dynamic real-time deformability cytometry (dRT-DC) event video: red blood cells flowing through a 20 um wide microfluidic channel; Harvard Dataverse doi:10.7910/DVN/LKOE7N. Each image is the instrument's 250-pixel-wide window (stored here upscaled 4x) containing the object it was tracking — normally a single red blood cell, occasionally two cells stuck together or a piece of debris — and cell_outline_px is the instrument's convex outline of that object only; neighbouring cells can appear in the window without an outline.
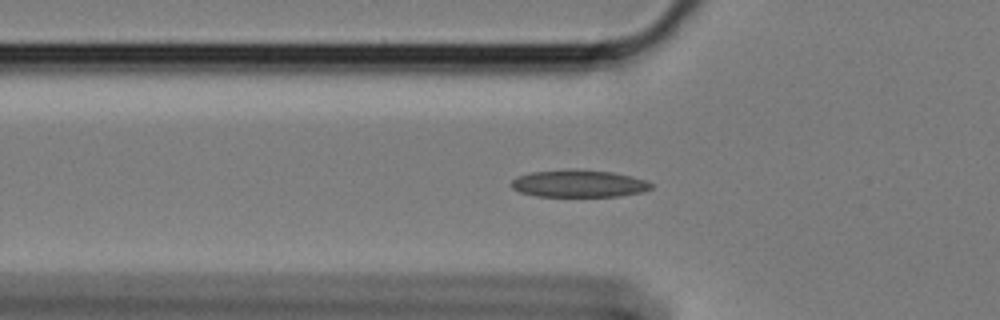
{"species": "Egyptian fruit bat (a non-hibernating species)", "species_latin": "Rousettus aegyptiacus", "temperature_condition": "cold", "stored_images_in_passage": 59, "camera_frame_rate_fps": 3000, "um_per_image_px": 0.085, "animal": {"sex": "female"}, "frame": {"image": 1, "passage_image": 19, "time_ms": 6.0, "image_size_px": [1000, 320], "cell_outline_px": [[652, 188], [644, 192], [620, 196], [536, 196], [520, 192], [512, 188], [512, 180], [516, 176], [532, 172], [612, 172], [632, 176], [644, 180], [652, 184]], "centroid_in_image_um": [49.23, 15.65], "position_along_channel_um": 76.6, "area_um2": 21.21}}
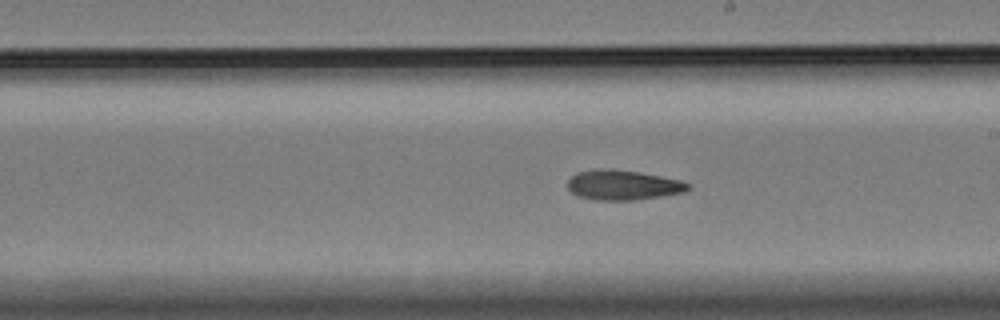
{"frame": {"image": 2, "passage_image": 33, "time_ms": 10.667, "image_size_px": [1000, 320], "cell_outline_px": [[692, 184], [684, 192], [636, 200], [596, 200], [576, 196], [568, 188], [568, 180], [576, 172], [600, 168], [608, 168], [636, 172], [660, 176], [680, 180]], "centroid_in_image_um": [52.92, 15.73], "position_along_channel_um": 236.1, "area_um2": 20.92}}
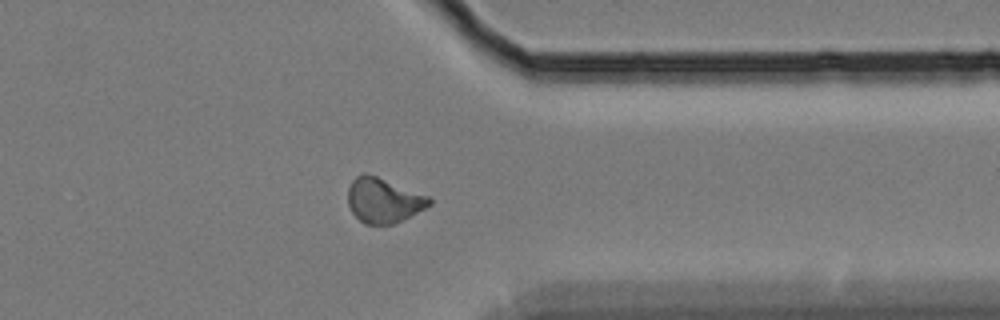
{"frame": {"image": 3, "passage_image": 46, "time_ms": 15.0, "image_size_px": [1000, 320], "cell_outline_px": [[432, 204], [404, 220], [392, 224], [364, 224], [352, 212], [348, 204], [348, 188], [352, 180], [356, 176], [364, 172], [376, 176], [428, 196], [432, 200]], "centroid_in_image_um": [32.59, 17.03], "position_along_channel_um": 378.8, "area_um2": 21.15}, "authors_computed_cell_mechanics": {"area_um2": 20.9814, "velocity_mm_per_s": 3.3945, "shape_relaxation_time_tau1_ms": 9.8933, "shape_relaxation_time_tau2_ms": 6.0346, "deformation_change_tau1": 0.1729, "deformation_change_tau2": 0.1226}}